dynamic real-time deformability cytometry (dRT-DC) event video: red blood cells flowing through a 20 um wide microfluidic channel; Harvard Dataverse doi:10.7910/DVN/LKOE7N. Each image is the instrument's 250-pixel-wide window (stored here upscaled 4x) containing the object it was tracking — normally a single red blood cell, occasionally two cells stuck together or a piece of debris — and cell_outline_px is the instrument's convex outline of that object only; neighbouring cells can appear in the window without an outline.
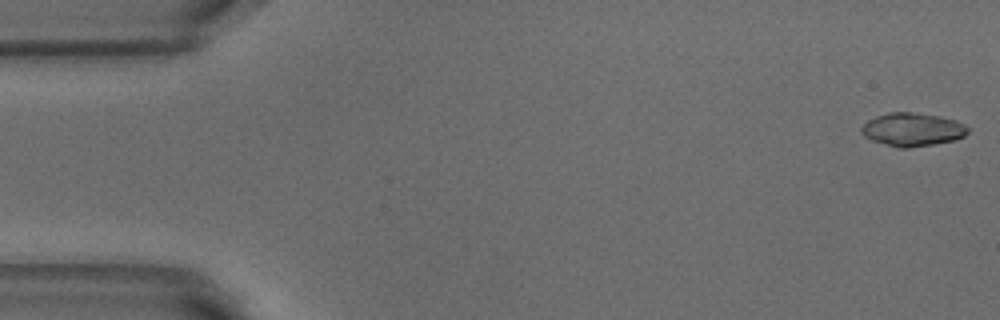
{"species": "common noctule bat (a hibernating species)", "species_latin": "Nyctalus noctula", "temperature_condition": "warm", "stored_images_in_passage": 51, "camera_frame_rate_fps": 3000, "um_per_image_px": 0.085, "animal": {"sex": "male", "body_mass_g": 18.8}, "frame": {"image": 1, "passage_image": 1, "time_ms": 0.0, "image_size_px": [1000, 320], "cell_outline_px": [[968, 132], [964, 136], [956, 140], [936, 144], [908, 148], [900, 148], [872, 140], [864, 136], [860, 132], [860, 128], [868, 120], [876, 116], [888, 112], [912, 112], [940, 116], [956, 120], [964, 124], [968, 128]], "centroid_in_image_um": [77.56, 11.01], "position_along_channel_um": 7.4, "area_um2": 20.75}}
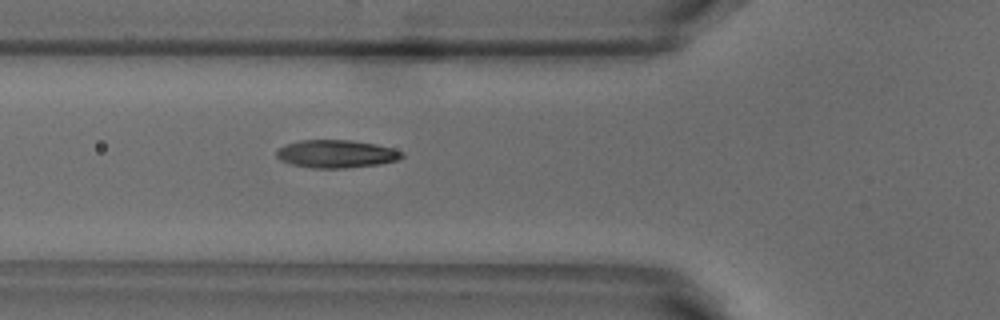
{"frame": {"image": 2, "passage_image": 18, "time_ms": 5.667, "image_size_px": [1000, 320], "cell_outline_px": [[404, 156], [396, 160], [380, 164], [344, 168], [312, 168], [292, 164], [280, 160], [276, 156], [276, 152], [284, 144], [300, 140], [348, 140], [376, 144], [392, 148], [404, 152]], "centroid_in_image_um": [28.58, 13.08], "position_along_channel_um": 97.2, "area_um2": 20.35}}
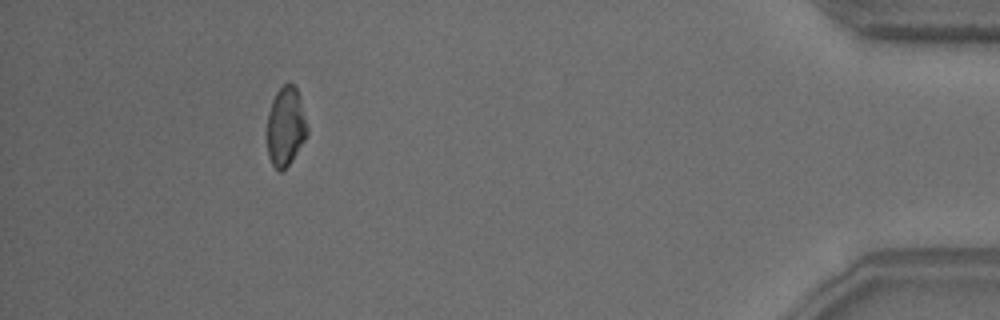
{"frame": {"image": 3, "passage_image": 47, "time_ms": 15.333, "image_size_px": [1000, 320], "cell_outline_px": [[308, 132], [304, 140], [292, 160], [280, 172], [272, 164], [268, 156], [268, 112], [272, 100], [276, 92], [288, 80], [296, 88], [300, 100], [308, 128]], "centroid_in_image_um": [24.28, 10.73], "position_along_channel_um": 410.9, "area_um2": 18.21}, "authors_computed_cell_mechanics": {"area_um2": 19.7676, "velocity_mm_per_s": 3.874, "shape_relaxation_time_tau1_ms": 6.9442, "shape_relaxation_time_tau2_ms": 1.2621, "deformation_change_tau1": 0.2474, "deformation_change_tau2": 0.0631}}